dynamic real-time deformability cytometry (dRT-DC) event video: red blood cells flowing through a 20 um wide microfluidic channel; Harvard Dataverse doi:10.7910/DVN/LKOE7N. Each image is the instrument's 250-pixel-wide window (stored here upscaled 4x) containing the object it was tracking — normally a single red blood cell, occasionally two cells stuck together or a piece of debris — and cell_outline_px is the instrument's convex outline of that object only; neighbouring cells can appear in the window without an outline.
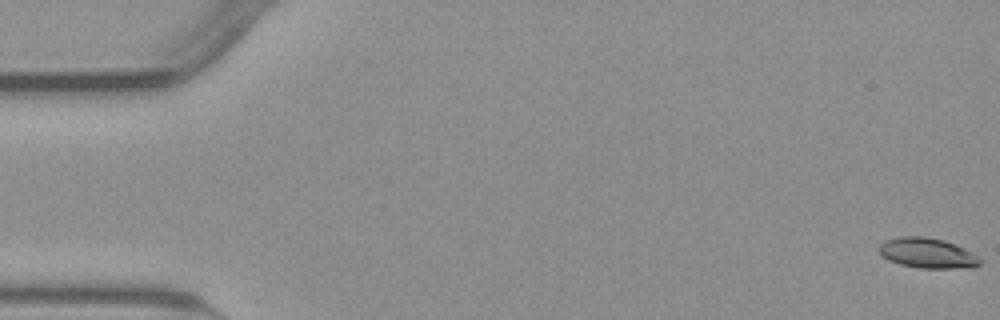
{"species": "common noctule bat (a hibernating species)", "species_latin": "Nyctalus noctula", "temperature_condition": "warm", "stored_images_in_passage": 55, "camera_frame_rate_fps": 3000, "um_per_image_px": 0.085, "animal": {"sex": "male", "body_mass_g": 23.1, "forearm_length_mm": 52.7}, "frame": {"image": 1, "passage_image": 1, "time_ms": 0.0, "image_size_px": [1000, 320], "cell_outline_px": [[984, 260], [980, 264], [972, 268], [920, 268], [900, 264], [888, 260], [880, 256], [876, 248], [884, 240], [900, 236], [924, 236], [944, 240], [964, 248], [972, 252]], "centroid_in_image_um": [78.81, 21.51], "position_along_channel_um": 6.2, "area_um2": 18.15}}
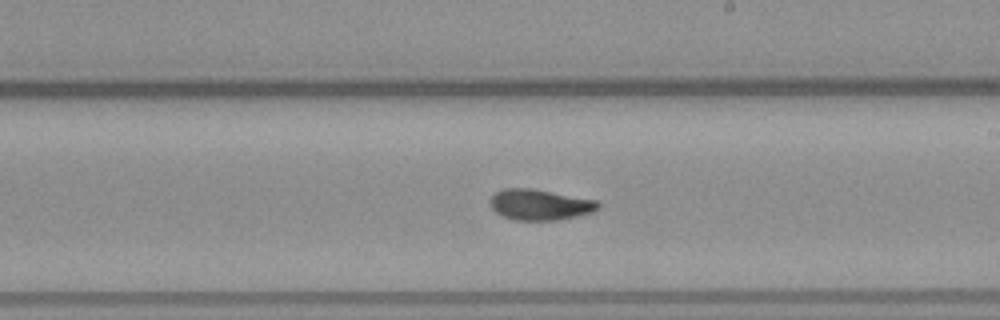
{"frame": {"image": 2, "passage_image": 32, "time_ms": 10.333, "image_size_px": [1000, 320], "cell_outline_px": [[600, 208], [592, 212], [576, 216], [556, 220], [512, 220], [496, 212], [492, 208], [488, 200], [496, 192], [504, 188], [532, 188], [596, 200], [600, 204]], "centroid_in_image_um": [45.87, 17.39], "position_along_channel_um": 243.1, "area_um2": 19.36}}
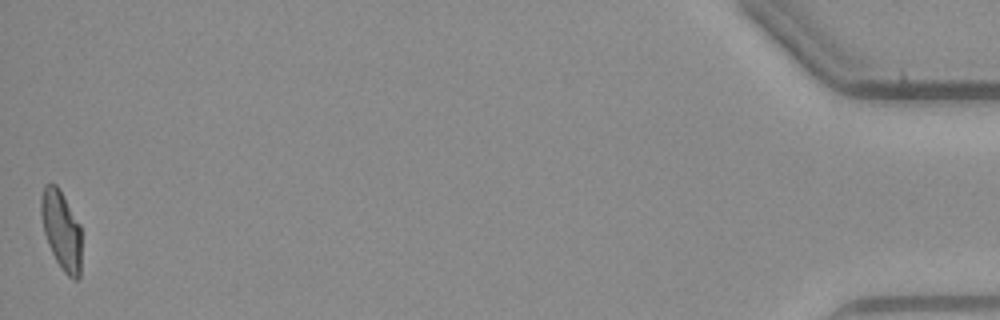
{"frame": {"image": 3, "passage_image": 55, "time_ms": 18.0, "image_size_px": [1000, 320], "cell_outline_px": [[80, 276], [76, 280], [72, 280], [64, 272], [56, 260], [48, 244], [44, 232], [40, 216], [40, 196], [44, 184], [56, 184], [60, 188], [80, 224]], "centroid_in_image_um": [5.19, 19.52], "position_along_channel_um": 430.0, "area_um2": 18.79}, "authors_computed_cell_mechanics": {"area_um2": 19.074, "velocity_mm_per_s": 3.8094, "shape_relaxation_time_tau1_ms": 4.7709, "shape_relaxation_time_tau2_ms": 1.8098, "deformation_change_tau1": 0.1885, "deformation_change_tau2": 0.071}}